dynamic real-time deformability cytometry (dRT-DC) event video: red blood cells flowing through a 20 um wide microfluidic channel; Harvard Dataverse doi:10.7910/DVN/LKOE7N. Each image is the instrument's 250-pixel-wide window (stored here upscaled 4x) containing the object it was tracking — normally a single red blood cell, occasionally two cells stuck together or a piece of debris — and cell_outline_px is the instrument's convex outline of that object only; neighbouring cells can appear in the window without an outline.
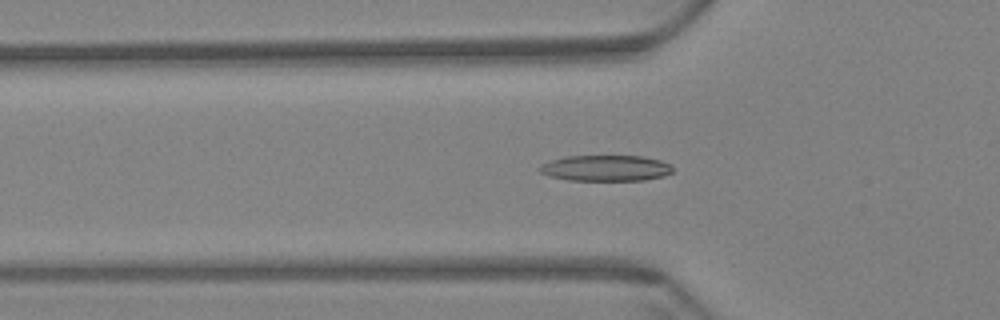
{"species": "Egyptian fruit bat (a non-hibernating species)", "species_latin": "Rousettus aegyptiacus", "temperature_condition": "warm", "stored_images_in_passage": 58, "camera_frame_rate_fps": 3000, "um_per_image_px": 0.085, "animal": {"sex": "female"}, "frame": {"image": 1, "passage_image": 18, "time_ms": 5.667, "image_size_px": [1000, 320], "cell_outline_px": [[672, 172], [664, 176], [644, 180], [568, 180], [548, 176], [540, 172], [536, 168], [552, 160], [568, 156], [644, 156], [660, 160], [668, 164], [672, 168]], "centroid_in_image_um": [51.48, 14.29], "position_along_channel_um": 74.3, "area_um2": 20.0}}
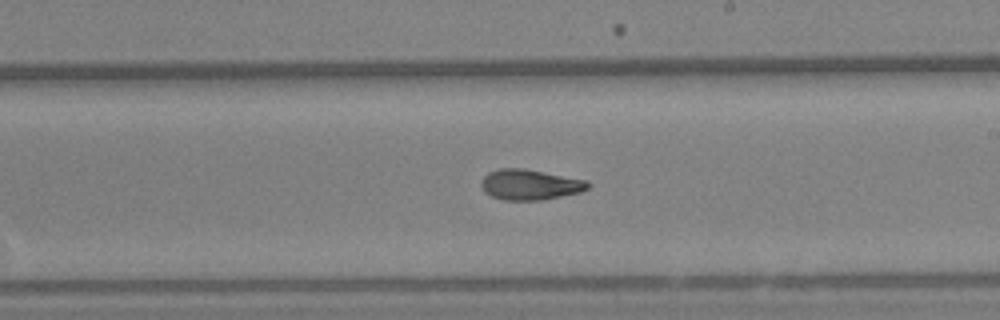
{"frame": {"image": 2, "passage_image": 33, "time_ms": 10.667, "image_size_px": [1000, 320], "cell_outline_px": [[592, 184], [588, 188], [580, 192], [540, 200], [504, 200], [492, 196], [484, 192], [480, 184], [484, 176], [488, 172], [500, 168], [524, 168], [584, 180]], "centroid_in_image_um": [45.01, 15.69], "position_along_channel_um": 244.0, "area_um2": 18.79}}
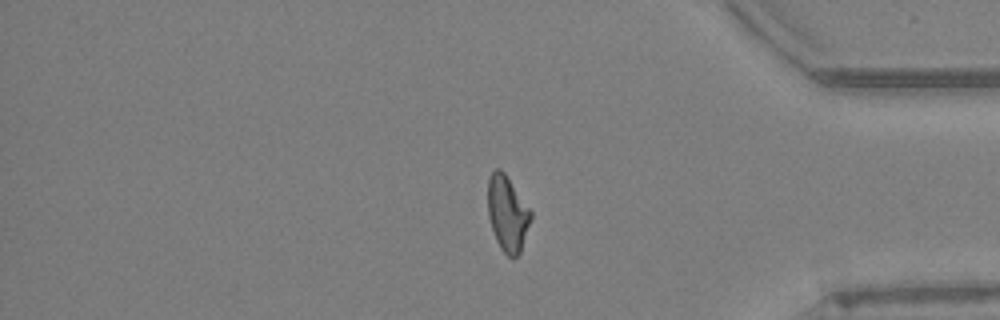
{"frame": {"image": 3, "passage_image": 48, "time_ms": 15.667, "image_size_px": [1000, 320], "cell_outline_px": [[532, 216], [520, 252], [516, 256], [508, 256], [500, 248], [496, 240], [488, 216], [488, 180], [492, 172], [496, 168], [500, 168], [504, 172], [532, 212]], "centroid_in_image_um": [43.12, 18.14], "position_along_channel_um": 392.1, "area_um2": 18.61}, "authors_computed_cell_mechanics": {"area_um2": 19.2474, "velocity_mm_per_s": 3.3959, "shape_relaxation_time_tau1_ms": 8.7145, "shape_relaxation_time_tau2_ms": 4.2854, "deformation_change_tau1": 0.2267, "deformation_change_tau2": 0.1161}}